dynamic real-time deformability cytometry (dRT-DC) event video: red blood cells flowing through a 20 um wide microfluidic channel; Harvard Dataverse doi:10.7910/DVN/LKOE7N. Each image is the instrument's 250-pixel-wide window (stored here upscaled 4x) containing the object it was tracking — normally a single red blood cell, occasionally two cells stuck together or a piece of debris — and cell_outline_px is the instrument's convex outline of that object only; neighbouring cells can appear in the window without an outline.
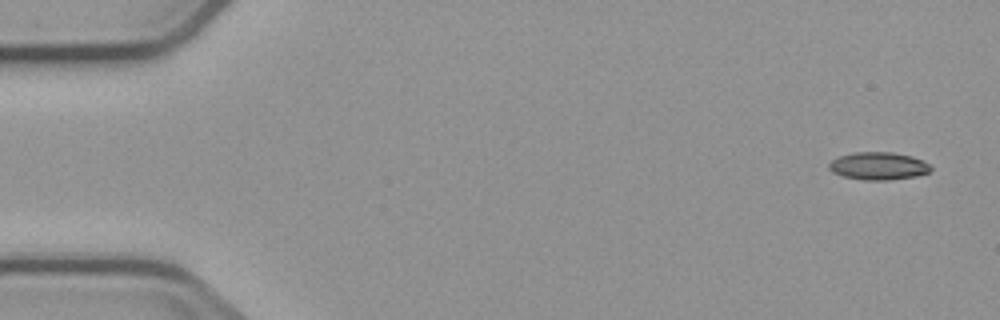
{"species": "common noctule bat (a hibernating species)", "species_latin": "Nyctalus noctula", "temperature_condition": "cold", "stored_images_in_passage": 5, "camera_frame_rate_fps": 3000, "um_per_image_px": 0.085, "animal": {"sex": "male", "body_mass_g": 23.1, "forearm_length_mm": 52.7}, "frame": {"image": 1, "passage_image": 1, "time_ms": 0.0, "image_size_px": [1000, 320], "cell_outline_px": [[932, 168], [928, 172], [916, 176], [888, 180], [864, 180], [844, 176], [832, 172], [828, 168], [828, 164], [832, 160], [840, 156], [856, 152], [892, 152], [912, 156], [924, 160], [932, 164]], "centroid_in_image_um": [74.7, 14.1], "position_along_channel_um": 10.3, "area_um2": 16.47}}
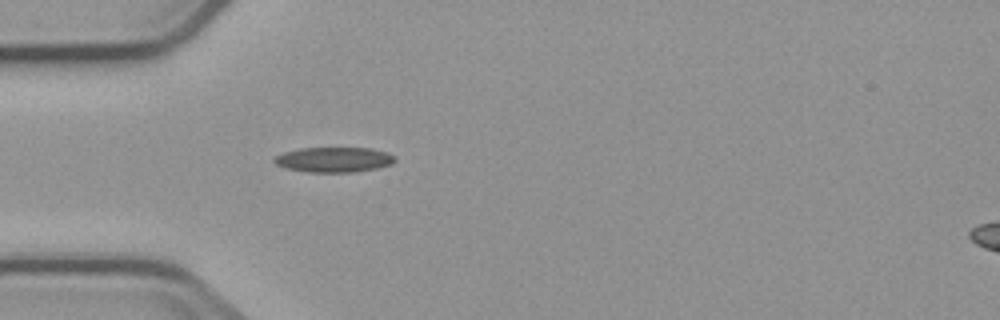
{"frame": {"image": 2, "passage_image": 5, "time_ms": 4.667, "image_size_px": [1000, 320], "cell_outline_px": [[396, 160], [392, 164], [376, 168], [356, 172], [308, 172], [288, 168], [276, 164], [272, 160], [276, 156], [284, 152], [300, 148], [372, 148], [388, 152], [396, 156]], "centroid_in_image_um": [28.43, 13.56], "position_along_channel_um": 56.6, "area_um2": 17.69}}